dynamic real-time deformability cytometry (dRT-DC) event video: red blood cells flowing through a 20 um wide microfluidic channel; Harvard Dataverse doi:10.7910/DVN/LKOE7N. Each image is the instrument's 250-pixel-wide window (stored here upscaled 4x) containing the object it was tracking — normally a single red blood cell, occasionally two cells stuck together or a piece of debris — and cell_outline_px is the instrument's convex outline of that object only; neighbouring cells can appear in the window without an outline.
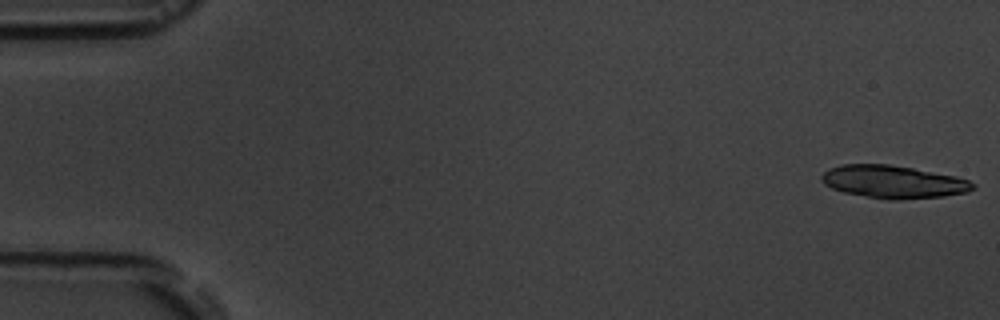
{"species": "common noctule bat (a hibernating species)", "species_latin": "Nyctalus noctula", "temperature_condition": "room temperature", "stored_images_in_passage": 6, "camera_frame_rate_fps": 3000, "um_per_image_px": 0.085, "animal": {"sex": "male", "body_mass_g": 19.5, "forearm_length_mm": 54.6}, "frame": {"image": 1, "passage_image": 1, "time_ms": 0.0, "image_size_px": [1000, 320], "cell_outline_px": [[976, 188], [968, 192], [944, 196], [900, 200], [888, 200], [844, 192], [832, 188], [824, 184], [820, 180], [820, 176], [828, 168], [840, 164], [888, 164], [912, 168], [956, 176], [968, 180], [976, 184]], "centroid_in_image_um": [75.93, 15.45], "position_along_channel_um": 9.1, "area_um2": 29.07}}
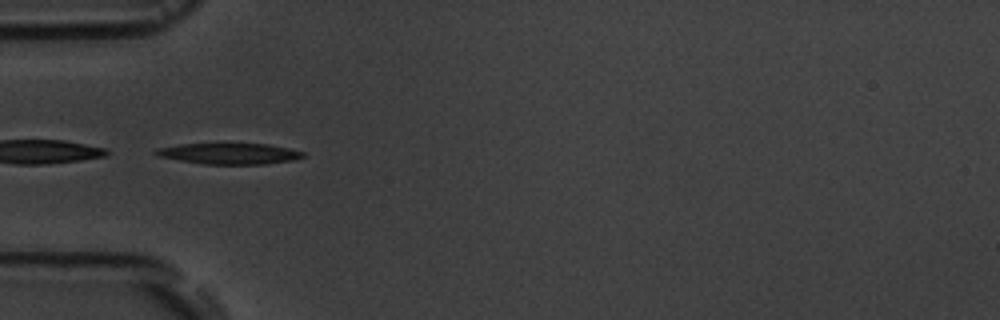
{"frame": {"image": 2, "passage_image": 5, "time_ms": 5.667, "image_size_px": [1000, 320], "cell_outline_px": [[304, 156], [292, 160], [268, 164], [204, 164], [156, 156], [152, 152], [156, 148], [180, 144], [268, 144], [288, 148], [304, 152]], "centroid_in_image_um": [19.45, 13.06], "position_along_channel_um": 65.5, "area_um2": 17.92}}